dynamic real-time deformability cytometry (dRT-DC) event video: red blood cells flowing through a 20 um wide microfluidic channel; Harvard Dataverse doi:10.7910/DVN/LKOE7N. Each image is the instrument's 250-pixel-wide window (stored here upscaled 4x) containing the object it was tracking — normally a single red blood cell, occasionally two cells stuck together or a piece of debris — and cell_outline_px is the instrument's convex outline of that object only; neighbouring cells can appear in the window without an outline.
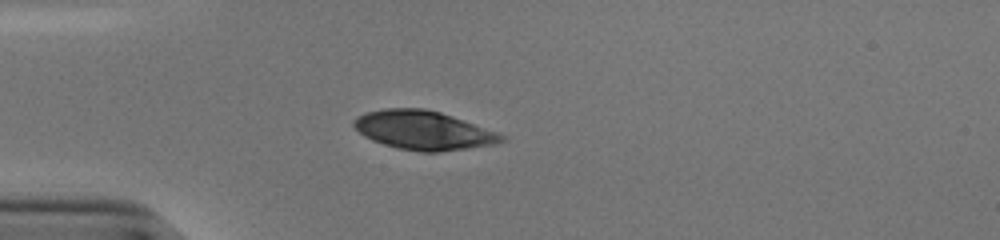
{"species": "human", "species_latin": "Homo sapiens", "temperature_condition": "cold", "stored_images_in_passage": 39, "camera_frame_rate_fps": 3000, "um_per_image_px": 0.085, "donor": {"sex": "male"}, "frame": {"image": 1, "passage_image": 1, "time_ms": 0.0, "image_size_px": [1000, 240], "cell_outline_px": [[508, 140], [492, 144], [468, 148], [440, 152], [420, 152], [396, 148], [372, 140], [364, 136], [352, 124], [352, 120], [356, 116], [368, 112], [384, 108], [424, 108], [440, 112], [452, 116], [496, 132], [504, 136]], "centroid_in_image_um": [35.95, 11.07], "position_along_channel_um": 49.0, "area_um2": 33.29}}
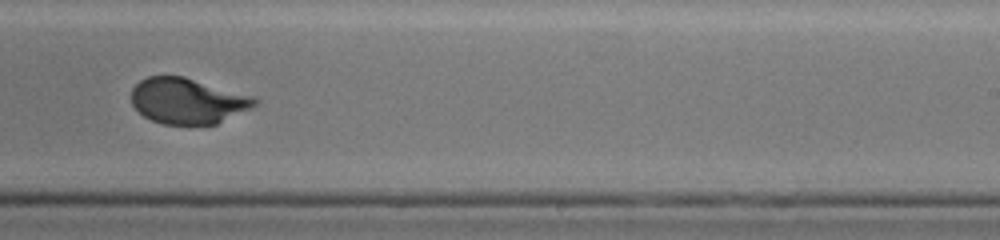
{"frame": {"image": 2, "passage_image": 20, "time_ms": 6.333, "image_size_px": [1000, 240], "cell_outline_px": [[260, 100], [252, 108], [216, 124], [164, 124], [152, 120], [144, 116], [132, 104], [132, 88], [140, 80], [148, 76], [184, 76], [256, 96]], "centroid_in_image_um": [15.99, 8.56], "position_along_channel_um": 273.0, "area_um2": 33.0}}
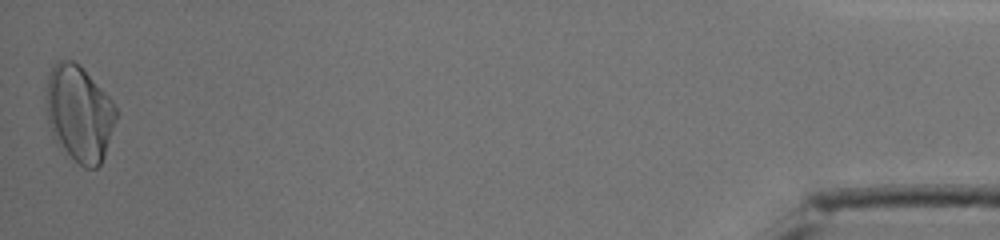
{"frame": {"image": 3, "passage_image": 39, "time_ms": 12.667, "image_size_px": [1000, 240], "cell_outline_px": [[120, 112], [104, 156], [100, 164], [96, 168], [84, 168], [56, 144], [52, 136], [48, 124], [44, 96], [48, 76], [52, 64], [56, 60], [72, 60], [80, 64], [112, 100]], "centroid_in_image_um": [6.72, 9.62], "position_along_channel_um": 428.5, "area_um2": 40.11}, "authors_computed_cell_mechanics": {"area_um2": 34.3332, "velocity_mm_per_s": 3.8377, "shape_relaxation_time_tau1_ms": 3.5748, "shape_relaxation_time_tau2_ms": null, "deformation_change_tau1": 0.171, "deformation_change_tau2": null}}